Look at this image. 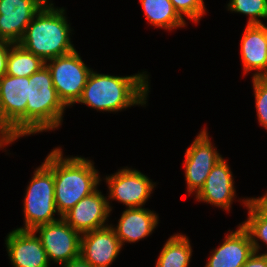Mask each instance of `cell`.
<instances>
[{
  "label": "cell",
  "instance_id": "cell-1",
  "mask_svg": "<svg viewBox=\"0 0 267 267\" xmlns=\"http://www.w3.org/2000/svg\"><path fill=\"white\" fill-rule=\"evenodd\" d=\"M61 150L55 148L44 160L54 173V197L60 217L94 192L101 181L91 160L78 156L63 158Z\"/></svg>",
  "mask_w": 267,
  "mask_h": 267
},
{
  "label": "cell",
  "instance_id": "cell-2",
  "mask_svg": "<svg viewBox=\"0 0 267 267\" xmlns=\"http://www.w3.org/2000/svg\"><path fill=\"white\" fill-rule=\"evenodd\" d=\"M149 93L148 75L98 74L92 70L77 103L100 111L116 112L134 105H145Z\"/></svg>",
  "mask_w": 267,
  "mask_h": 267
},
{
  "label": "cell",
  "instance_id": "cell-3",
  "mask_svg": "<svg viewBox=\"0 0 267 267\" xmlns=\"http://www.w3.org/2000/svg\"><path fill=\"white\" fill-rule=\"evenodd\" d=\"M48 1L35 14L19 44L44 62L73 52L65 10Z\"/></svg>",
  "mask_w": 267,
  "mask_h": 267
},
{
  "label": "cell",
  "instance_id": "cell-4",
  "mask_svg": "<svg viewBox=\"0 0 267 267\" xmlns=\"http://www.w3.org/2000/svg\"><path fill=\"white\" fill-rule=\"evenodd\" d=\"M27 102V136L53 130L61 125L66 106L53 86L52 75L45 64L29 77Z\"/></svg>",
  "mask_w": 267,
  "mask_h": 267
},
{
  "label": "cell",
  "instance_id": "cell-5",
  "mask_svg": "<svg viewBox=\"0 0 267 267\" xmlns=\"http://www.w3.org/2000/svg\"><path fill=\"white\" fill-rule=\"evenodd\" d=\"M29 77L0 78V138L6 145L27 135Z\"/></svg>",
  "mask_w": 267,
  "mask_h": 267
},
{
  "label": "cell",
  "instance_id": "cell-6",
  "mask_svg": "<svg viewBox=\"0 0 267 267\" xmlns=\"http://www.w3.org/2000/svg\"><path fill=\"white\" fill-rule=\"evenodd\" d=\"M54 187V173L43 162L34 171L26 189L23 206L25 225L17 229L34 230L38 226L59 220L54 218V213L57 212Z\"/></svg>",
  "mask_w": 267,
  "mask_h": 267
},
{
  "label": "cell",
  "instance_id": "cell-7",
  "mask_svg": "<svg viewBox=\"0 0 267 267\" xmlns=\"http://www.w3.org/2000/svg\"><path fill=\"white\" fill-rule=\"evenodd\" d=\"M45 64L51 72L53 86L62 103L66 107L77 103L92 70L84 64L76 49L50 59Z\"/></svg>",
  "mask_w": 267,
  "mask_h": 267
},
{
  "label": "cell",
  "instance_id": "cell-8",
  "mask_svg": "<svg viewBox=\"0 0 267 267\" xmlns=\"http://www.w3.org/2000/svg\"><path fill=\"white\" fill-rule=\"evenodd\" d=\"M39 232L49 262L65 264L80 257L81 234L75 231L62 217L59 220L41 225L33 230Z\"/></svg>",
  "mask_w": 267,
  "mask_h": 267
},
{
  "label": "cell",
  "instance_id": "cell-9",
  "mask_svg": "<svg viewBox=\"0 0 267 267\" xmlns=\"http://www.w3.org/2000/svg\"><path fill=\"white\" fill-rule=\"evenodd\" d=\"M222 156L212 146L204 128L185 153V179L189 193L197 194L203 187L210 171Z\"/></svg>",
  "mask_w": 267,
  "mask_h": 267
},
{
  "label": "cell",
  "instance_id": "cell-10",
  "mask_svg": "<svg viewBox=\"0 0 267 267\" xmlns=\"http://www.w3.org/2000/svg\"><path fill=\"white\" fill-rule=\"evenodd\" d=\"M109 195L113 200H118L128 208H140L150 197L153 182L140 171L130 168L120 169L112 176H106Z\"/></svg>",
  "mask_w": 267,
  "mask_h": 267
},
{
  "label": "cell",
  "instance_id": "cell-11",
  "mask_svg": "<svg viewBox=\"0 0 267 267\" xmlns=\"http://www.w3.org/2000/svg\"><path fill=\"white\" fill-rule=\"evenodd\" d=\"M49 0H0V36L19 43L35 14Z\"/></svg>",
  "mask_w": 267,
  "mask_h": 267
},
{
  "label": "cell",
  "instance_id": "cell-12",
  "mask_svg": "<svg viewBox=\"0 0 267 267\" xmlns=\"http://www.w3.org/2000/svg\"><path fill=\"white\" fill-rule=\"evenodd\" d=\"M109 204L101 191L96 189L76 203L62 218L80 234L101 229L109 226L105 223L112 211Z\"/></svg>",
  "mask_w": 267,
  "mask_h": 267
},
{
  "label": "cell",
  "instance_id": "cell-13",
  "mask_svg": "<svg viewBox=\"0 0 267 267\" xmlns=\"http://www.w3.org/2000/svg\"><path fill=\"white\" fill-rule=\"evenodd\" d=\"M5 242L14 267H49L46 251L33 230H12Z\"/></svg>",
  "mask_w": 267,
  "mask_h": 267
},
{
  "label": "cell",
  "instance_id": "cell-14",
  "mask_svg": "<svg viewBox=\"0 0 267 267\" xmlns=\"http://www.w3.org/2000/svg\"><path fill=\"white\" fill-rule=\"evenodd\" d=\"M121 248L111 226L81 234L80 256L92 267H109Z\"/></svg>",
  "mask_w": 267,
  "mask_h": 267
},
{
  "label": "cell",
  "instance_id": "cell-15",
  "mask_svg": "<svg viewBox=\"0 0 267 267\" xmlns=\"http://www.w3.org/2000/svg\"><path fill=\"white\" fill-rule=\"evenodd\" d=\"M232 177L226 160L220 159L196 194V199L229 211L236 191Z\"/></svg>",
  "mask_w": 267,
  "mask_h": 267
},
{
  "label": "cell",
  "instance_id": "cell-16",
  "mask_svg": "<svg viewBox=\"0 0 267 267\" xmlns=\"http://www.w3.org/2000/svg\"><path fill=\"white\" fill-rule=\"evenodd\" d=\"M225 236L222 245L214 249L205 267H242L253 254L251 237L241 225Z\"/></svg>",
  "mask_w": 267,
  "mask_h": 267
},
{
  "label": "cell",
  "instance_id": "cell-17",
  "mask_svg": "<svg viewBox=\"0 0 267 267\" xmlns=\"http://www.w3.org/2000/svg\"><path fill=\"white\" fill-rule=\"evenodd\" d=\"M241 57L245 73L257 70L253 78L267 77V26L265 24L246 25L241 40Z\"/></svg>",
  "mask_w": 267,
  "mask_h": 267
},
{
  "label": "cell",
  "instance_id": "cell-18",
  "mask_svg": "<svg viewBox=\"0 0 267 267\" xmlns=\"http://www.w3.org/2000/svg\"><path fill=\"white\" fill-rule=\"evenodd\" d=\"M158 215L145 208H127L123 211L118 225L112 227L121 245L136 242L149 236L158 224Z\"/></svg>",
  "mask_w": 267,
  "mask_h": 267
},
{
  "label": "cell",
  "instance_id": "cell-19",
  "mask_svg": "<svg viewBox=\"0 0 267 267\" xmlns=\"http://www.w3.org/2000/svg\"><path fill=\"white\" fill-rule=\"evenodd\" d=\"M140 3L146 19L155 27L171 30L186 24L170 0H140Z\"/></svg>",
  "mask_w": 267,
  "mask_h": 267
},
{
  "label": "cell",
  "instance_id": "cell-20",
  "mask_svg": "<svg viewBox=\"0 0 267 267\" xmlns=\"http://www.w3.org/2000/svg\"><path fill=\"white\" fill-rule=\"evenodd\" d=\"M191 255L192 248L188 237L175 234L164 244L155 267H188Z\"/></svg>",
  "mask_w": 267,
  "mask_h": 267
},
{
  "label": "cell",
  "instance_id": "cell-21",
  "mask_svg": "<svg viewBox=\"0 0 267 267\" xmlns=\"http://www.w3.org/2000/svg\"><path fill=\"white\" fill-rule=\"evenodd\" d=\"M45 65V62L30 53L19 43L12 44L7 59V75L30 77Z\"/></svg>",
  "mask_w": 267,
  "mask_h": 267
},
{
  "label": "cell",
  "instance_id": "cell-22",
  "mask_svg": "<svg viewBox=\"0 0 267 267\" xmlns=\"http://www.w3.org/2000/svg\"><path fill=\"white\" fill-rule=\"evenodd\" d=\"M242 202L249 211L248 219L241 225L251 237L254 252L258 253L260 249L258 240L267 245V213L252 198H247Z\"/></svg>",
  "mask_w": 267,
  "mask_h": 267
},
{
  "label": "cell",
  "instance_id": "cell-23",
  "mask_svg": "<svg viewBox=\"0 0 267 267\" xmlns=\"http://www.w3.org/2000/svg\"><path fill=\"white\" fill-rule=\"evenodd\" d=\"M228 10L250 16L247 24H263L259 18H267V0H230Z\"/></svg>",
  "mask_w": 267,
  "mask_h": 267
},
{
  "label": "cell",
  "instance_id": "cell-24",
  "mask_svg": "<svg viewBox=\"0 0 267 267\" xmlns=\"http://www.w3.org/2000/svg\"><path fill=\"white\" fill-rule=\"evenodd\" d=\"M258 121L267 129V77L252 78Z\"/></svg>",
  "mask_w": 267,
  "mask_h": 267
},
{
  "label": "cell",
  "instance_id": "cell-25",
  "mask_svg": "<svg viewBox=\"0 0 267 267\" xmlns=\"http://www.w3.org/2000/svg\"><path fill=\"white\" fill-rule=\"evenodd\" d=\"M182 17L183 15L188 17V19L198 22L201 17L206 13L205 5L203 0H170Z\"/></svg>",
  "mask_w": 267,
  "mask_h": 267
},
{
  "label": "cell",
  "instance_id": "cell-26",
  "mask_svg": "<svg viewBox=\"0 0 267 267\" xmlns=\"http://www.w3.org/2000/svg\"><path fill=\"white\" fill-rule=\"evenodd\" d=\"M13 43L0 40V78L7 72V59Z\"/></svg>",
  "mask_w": 267,
  "mask_h": 267
},
{
  "label": "cell",
  "instance_id": "cell-27",
  "mask_svg": "<svg viewBox=\"0 0 267 267\" xmlns=\"http://www.w3.org/2000/svg\"><path fill=\"white\" fill-rule=\"evenodd\" d=\"M242 267H267V254L253 252Z\"/></svg>",
  "mask_w": 267,
  "mask_h": 267
},
{
  "label": "cell",
  "instance_id": "cell-28",
  "mask_svg": "<svg viewBox=\"0 0 267 267\" xmlns=\"http://www.w3.org/2000/svg\"><path fill=\"white\" fill-rule=\"evenodd\" d=\"M62 267H92L87 261H85L81 256L70 260L69 262L62 264Z\"/></svg>",
  "mask_w": 267,
  "mask_h": 267
},
{
  "label": "cell",
  "instance_id": "cell-29",
  "mask_svg": "<svg viewBox=\"0 0 267 267\" xmlns=\"http://www.w3.org/2000/svg\"><path fill=\"white\" fill-rule=\"evenodd\" d=\"M267 213V192L260 198H252Z\"/></svg>",
  "mask_w": 267,
  "mask_h": 267
},
{
  "label": "cell",
  "instance_id": "cell-30",
  "mask_svg": "<svg viewBox=\"0 0 267 267\" xmlns=\"http://www.w3.org/2000/svg\"><path fill=\"white\" fill-rule=\"evenodd\" d=\"M3 146H5V144L2 142V140L0 138V148H2Z\"/></svg>",
  "mask_w": 267,
  "mask_h": 267
}]
</instances>
